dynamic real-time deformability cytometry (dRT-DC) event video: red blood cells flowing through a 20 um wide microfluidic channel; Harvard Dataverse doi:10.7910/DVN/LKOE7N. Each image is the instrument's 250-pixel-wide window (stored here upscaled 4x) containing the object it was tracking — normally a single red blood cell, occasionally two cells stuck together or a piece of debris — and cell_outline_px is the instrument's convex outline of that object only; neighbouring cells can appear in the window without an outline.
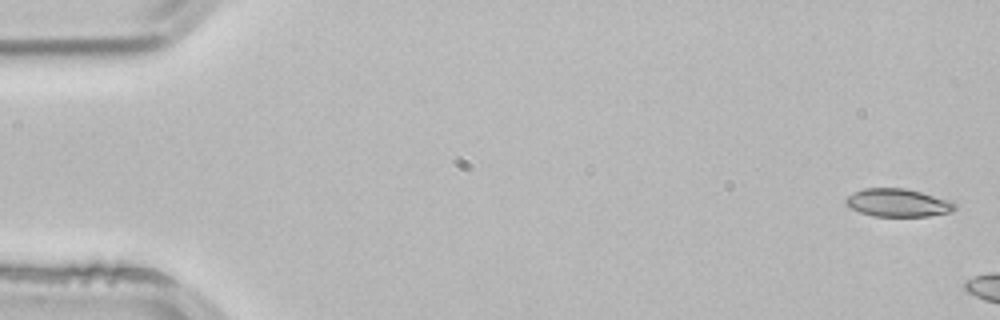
{"species": "common noctule bat (a hibernating species)", "species_latin": "Nyctalus noctula", "temperature_condition": "room temperature", "stored_images_in_passage": 2, "camera_frame_rate_fps": 3000, "um_per_image_px": 0.085, "animal": {"sex": "male", "body_mass_g": 21.5, "forearm_length_mm": 52.0}, "frame": {"image": 1, "passage_image": 1, "time_ms": 0.0, "image_size_px": [1000, 320], "cell_outline_px": [[956, 208], [952, 212], [928, 216], [872, 216], [860, 212], [844, 204], [844, 200], [852, 192], [864, 188], [904, 188], [952, 200], [956, 204]], "centroid_in_image_um": [76.32, 17.23], "position_along_channel_um": 8.7, "area_um2": 17.92}}